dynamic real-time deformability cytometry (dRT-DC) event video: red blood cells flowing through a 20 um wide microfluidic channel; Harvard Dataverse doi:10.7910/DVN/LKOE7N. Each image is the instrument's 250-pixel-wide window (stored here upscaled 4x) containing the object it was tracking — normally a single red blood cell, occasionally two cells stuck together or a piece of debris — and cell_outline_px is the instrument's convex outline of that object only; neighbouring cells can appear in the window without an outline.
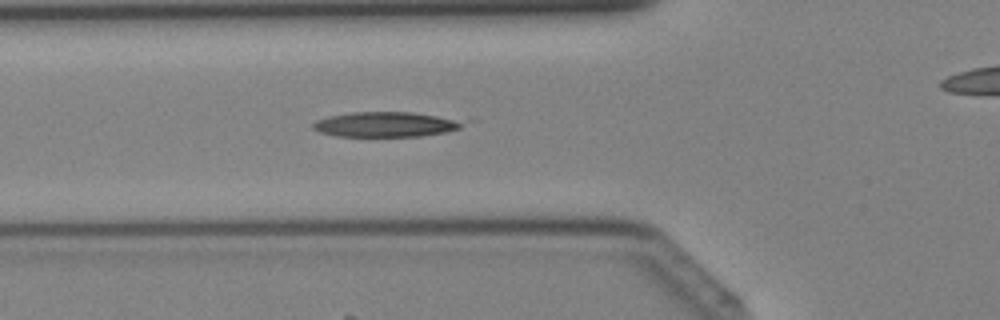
{"species": "Egyptian fruit bat (a non-hibernating species)", "species_latin": "Rousettus aegyptiacus", "temperature_condition": "cold", "stored_images_in_passage": 29, "camera_frame_rate_fps": 3000, "um_per_image_px": 0.085, "animal": {"sex": "female"}, "frame": {"image": 1, "passage_image": 3, "time_ms": 0.667, "image_size_px": [1000, 320], "cell_outline_px": [[480, 120], [460, 128], [444, 132], [420, 136], [336, 136], [320, 132], [312, 128], [312, 124], [316, 120], [328, 116], [352, 112], [412, 112]], "centroid_in_image_um": [33.0, 10.55], "position_along_channel_um": 92.8, "area_um2": 22.66}}
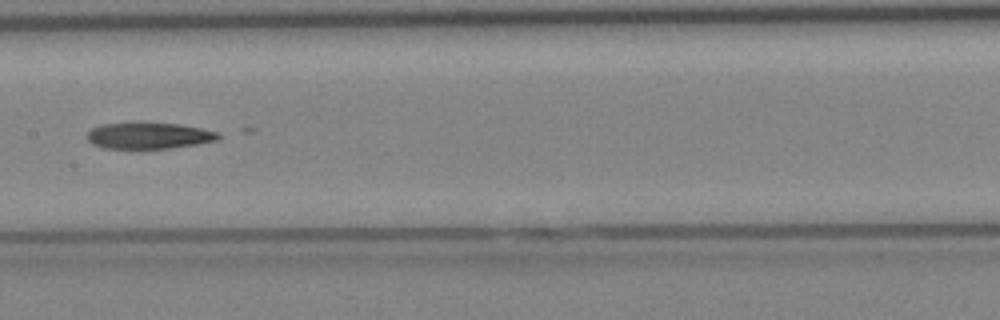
{"frame": {"image": 2, "passage_image": 9, "time_ms": 2.667, "image_size_px": [1000, 320], "cell_outline_px": [[220, 136], [216, 140], [200, 144], [172, 148], [140, 152], [104, 148], [92, 144], [84, 136], [92, 128], [100, 124], [176, 124], [200, 128], [220, 132]], "centroid_in_image_um": [12.61, 11.61], "position_along_channel_um": 194.8, "area_um2": 20.75}}
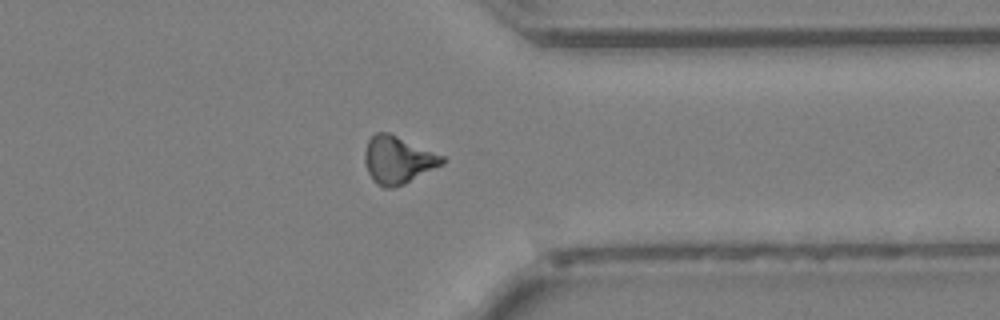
{"frame": {"image": 3, "passage_image": 20, "time_ms": 6.333, "image_size_px": [1000, 320], "cell_outline_px": [[448, 160], [444, 164], [404, 184], [392, 188], [384, 188], [376, 184], [372, 180], [364, 164], [364, 152], [368, 140], [376, 132], [388, 132], [444, 156]], "centroid_in_image_um": [33.82, 13.6], "position_along_channel_um": 377.6, "area_um2": 21.56}}